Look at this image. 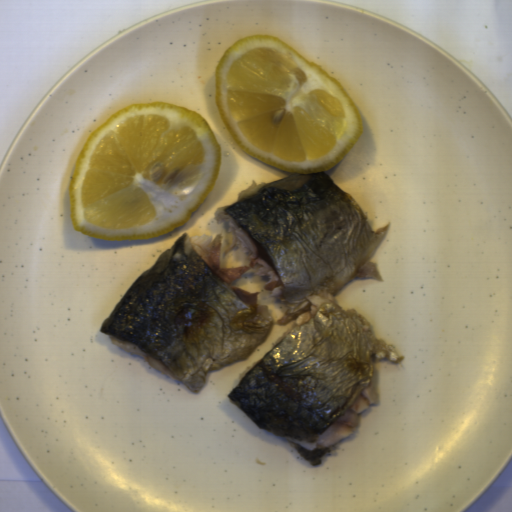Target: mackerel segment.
<instances>
[{
    "label": "mackerel segment",
    "instance_id": "14911b7f",
    "mask_svg": "<svg viewBox=\"0 0 512 512\" xmlns=\"http://www.w3.org/2000/svg\"><path fill=\"white\" fill-rule=\"evenodd\" d=\"M369 213L327 173L253 179L212 220L233 234L248 266L220 268L223 235L183 232L119 298L99 333L185 385L193 395L207 372L245 360L266 341L274 309L261 292L234 287L250 269L269 276L263 290L281 301L279 327L267 351L226 398L260 431L283 437L310 466L353 433L358 414L380 398L374 363L403 362L377 339L357 308L338 296L357 278L383 283L374 258L390 221L372 230Z\"/></svg>",
    "mask_w": 512,
    "mask_h": 512
}]
</instances>
